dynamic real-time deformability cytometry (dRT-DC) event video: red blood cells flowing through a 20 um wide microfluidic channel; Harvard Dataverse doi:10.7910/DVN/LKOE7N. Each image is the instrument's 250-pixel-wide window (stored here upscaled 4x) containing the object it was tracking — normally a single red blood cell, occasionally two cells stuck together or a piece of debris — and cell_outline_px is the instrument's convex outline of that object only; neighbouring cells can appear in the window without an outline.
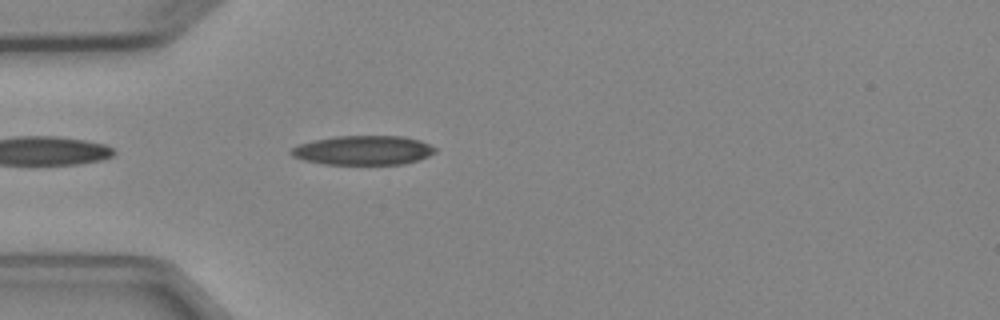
{"species": "Egyptian fruit bat (a non-hibernating species)", "species_latin": "Rousettus aegyptiacus", "temperature_condition": "cold", "stored_images_in_passage": 4, "camera_frame_rate_fps": 3000, "um_per_image_px": 0.085, "animal": {"sex": "female"}, "frame": {"image": 1, "passage_image": 4, "time_ms": 3.667, "image_size_px": [1000, 320], "cell_outline_px": [[436, 152], [428, 156], [404, 164], [324, 164], [304, 160], [292, 156], [288, 152], [296, 144], [312, 140], [336, 136], [404, 136], [420, 140], [436, 148]], "centroid_in_image_um": [30.83, 12.76], "position_along_channel_um": 54.2, "area_um2": 24.68}}